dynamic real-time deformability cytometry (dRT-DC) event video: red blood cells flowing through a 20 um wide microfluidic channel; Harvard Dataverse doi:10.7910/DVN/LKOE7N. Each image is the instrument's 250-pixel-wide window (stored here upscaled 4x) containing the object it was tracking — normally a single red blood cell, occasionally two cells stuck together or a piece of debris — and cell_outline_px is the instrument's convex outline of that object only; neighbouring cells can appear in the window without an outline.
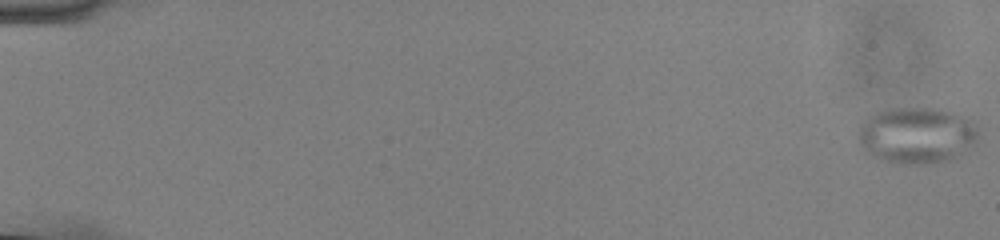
{"species": "common noctule bat (a hibernating species)", "species_latin": "Nyctalus noctula", "temperature_condition": "cold", "stored_images_in_passage": 57, "camera_frame_rate_fps": 3000, "um_per_image_px": 0.085, "animal": {"sex": "male", "body_mass_g": 13.0, "forearm_length_mm": 53.1}, "frame": {"image": 1, "passage_image": 1, "time_ms": 0.0, "image_size_px": [1000, 240], "cell_outline_px": [[976, 140], [972, 144], [956, 156], [948, 160], [920, 164], [896, 164], [872, 156], [864, 152], [856, 136], [856, 132], [860, 124], [864, 120], [876, 112], [884, 108], [928, 108], [948, 112], [960, 116], [976, 124]], "centroid_in_image_um": [77.8, 11.5], "position_along_channel_um": 7.2, "area_um2": 39.13}}
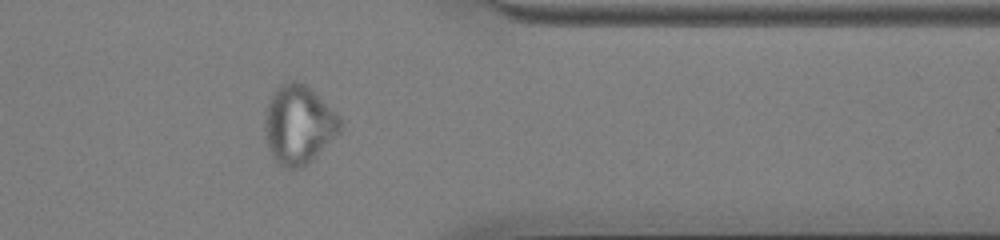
{"frame": {"image": 2, "passage_image": 47, "time_ms": 15.333, "image_size_px": [1000, 240], "cell_outline_px": [[344, 124], [340, 132], [312, 160], [300, 168], [284, 168], [272, 156], [268, 144], [264, 128], [264, 120], [268, 100], [276, 88], [280, 84], [288, 80], [296, 80], [304, 84], [340, 116], [344, 120]], "centroid_in_image_um": [25.39, 10.58], "position_along_channel_um": 386.0, "area_um2": 34.56}}
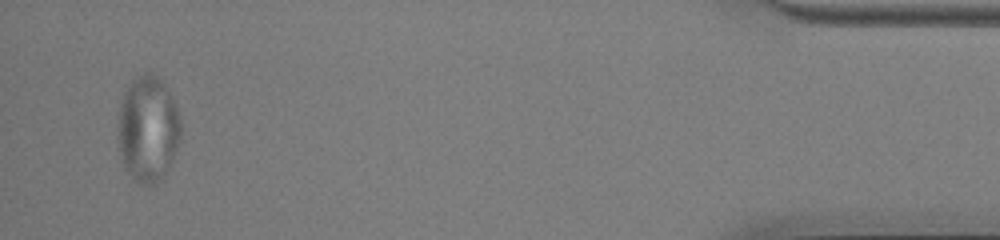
{"frame": {"image": 3, "passage_image": 55, "time_ms": 18.0, "image_size_px": [1000, 240], "cell_outline_px": [[180, 136], [176, 148], [164, 176], [156, 184], [144, 184], [136, 180], [128, 172], [120, 156], [120, 100], [124, 92], [132, 80], [136, 76], [144, 72], [152, 72], [168, 88], [172, 96], [180, 116]], "centroid_in_image_um": [12.59, 10.91], "position_along_channel_um": 422.6, "area_um2": 38.21}}